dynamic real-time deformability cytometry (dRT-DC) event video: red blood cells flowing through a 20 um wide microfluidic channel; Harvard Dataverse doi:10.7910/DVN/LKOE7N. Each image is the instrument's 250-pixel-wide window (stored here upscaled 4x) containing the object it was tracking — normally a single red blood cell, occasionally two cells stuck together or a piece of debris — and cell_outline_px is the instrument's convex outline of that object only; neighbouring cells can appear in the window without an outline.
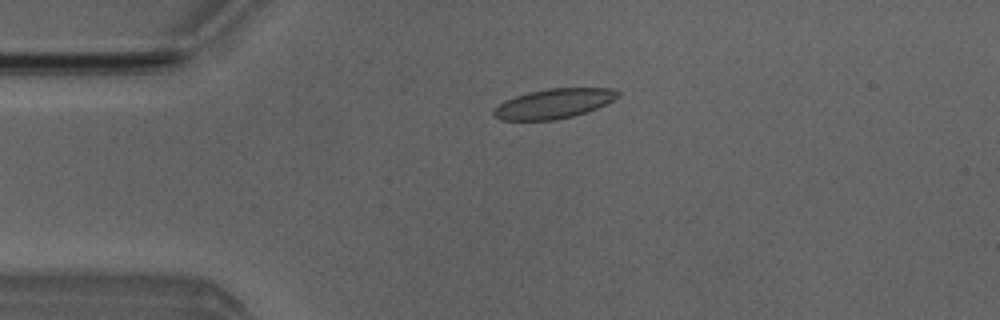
{"species": "Egyptian fruit bat (a non-hibernating species)", "species_latin": "Rousettus aegyptiacus", "temperature_condition": "room temperature", "stored_images_in_passage": 52, "camera_frame_rate_fps": 3000, "um_per_image_px": 0.085, "animal": {"sex": "male"}, "frame": {"image": 1, "passage_image": 12, "time_ms": 3.667, "image_size_px": [1000, 320], "cell_outline_px": [[620, 96], [596, 108], [572, 116], [556, 120], [500, 120], [492, 116], [492, 112], [500, 104], [516, 96], [528, 92], [548, 88], [612, 88], [620, 92]], "centroid_in_image_um": [47.06, 8.8], "position_along_channel_um": 37.9, "area_um2": 21.27}}
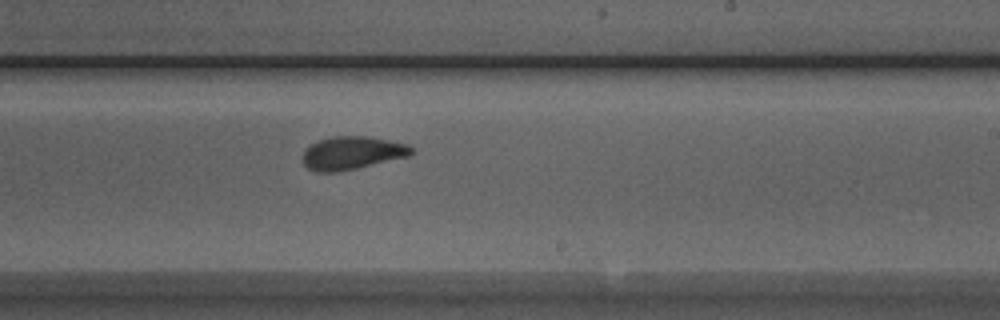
{"frame": {"image": 2, "passage_image": 31, "time_ms": 10.0, "image_size_px": [1000, 320], "cell_outline_px": [[412, 152], [408, 156], [356, 168], [336, 172], [316, 172], [308, 168], [304, 164], [304, 152], [312, 144], [320, 140], [332, 136], [368, 136], [408, 144], [412, 148]], "centroid_in_image_um": [29.93, 13.0], "position_along_channel_um": 259.1, "area_um2": 20.58}}
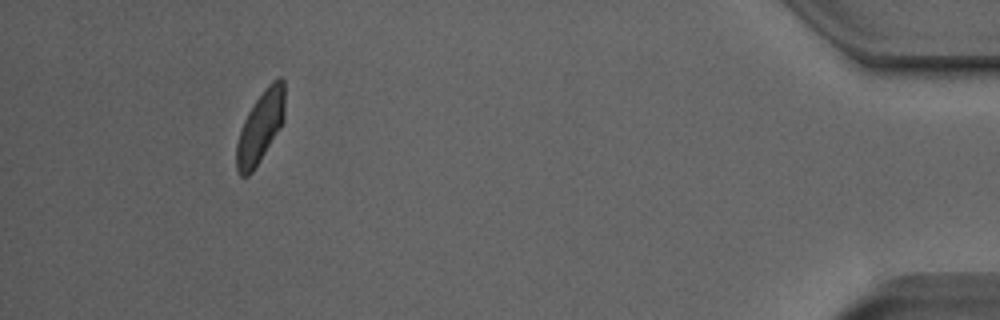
{"frame": {"image": 3, "passage_image": 48, "time_ms": 15.667, "image_size_px": [1000, 320], "cell_outline_px": [[284, 120], [280, 128], [260, 160], [252, 172], [248, 176], [240, 176], [236, 172], [236, 144], [244, 120], [248, 112], [264, 88], [272, 80], [280, 76], [284, 80]], "centroid_in_image_um": [22.13, 10.79], "position_along_channel_um": 413.1, "area_um2": 20.06}, "authors_computed_cell_mechanics": {"area_um2": 21.0103, "velocity_mm_per_s": 3.9603, "shape_relaxation_time_tau1_ms": 5.4033, "shape_relaxation_time_tau2_ms": 1.5523, "deformation_change_tau1": 0.15, "deformation_change_tau2": 0.0579}}